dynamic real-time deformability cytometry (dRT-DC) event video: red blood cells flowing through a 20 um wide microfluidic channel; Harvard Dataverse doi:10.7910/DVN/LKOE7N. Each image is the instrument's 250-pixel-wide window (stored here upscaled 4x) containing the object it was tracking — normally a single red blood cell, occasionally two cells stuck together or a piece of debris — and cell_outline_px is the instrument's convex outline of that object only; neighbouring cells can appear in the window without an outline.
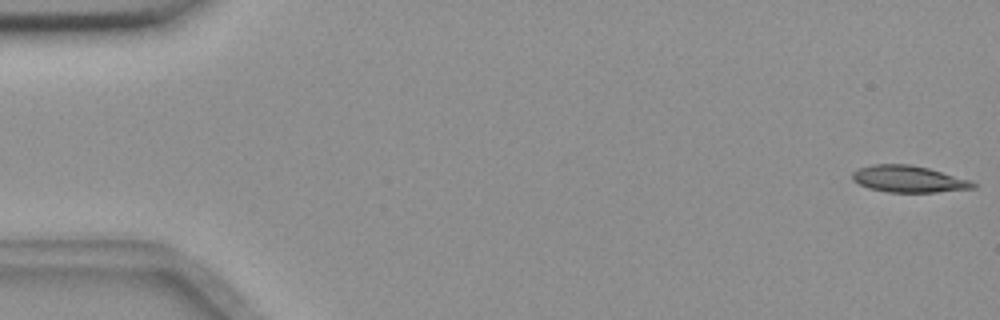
{"species": "common noctule bat (a hibernating species)", "species_latin": "Nyctalus noctula", "temperature_condition": "room temperature", "stored_images_in_passage": 10, "camera_frame_rate_fps": 3000, "um_per_image_px": 0.085, "animal": {"sex": "female", "body_mass_g": 18.4}, "frame": {"image": 1, "passage_image": 1, "time_ms": 0.0, "image_size_px": [1000, 320], "cell_outline_px": [[976, 188], [936, 192], [888, 192], [868, 188], [852, 180], [852, 172], [856, 168], [872, 164], [908, 164], [928, 168], [972, 180], [976, 184]], "centroid_in_image_um": [77.22, 15.21], "position_along_channel_um": 7.8, "area_um2": 18.9}}
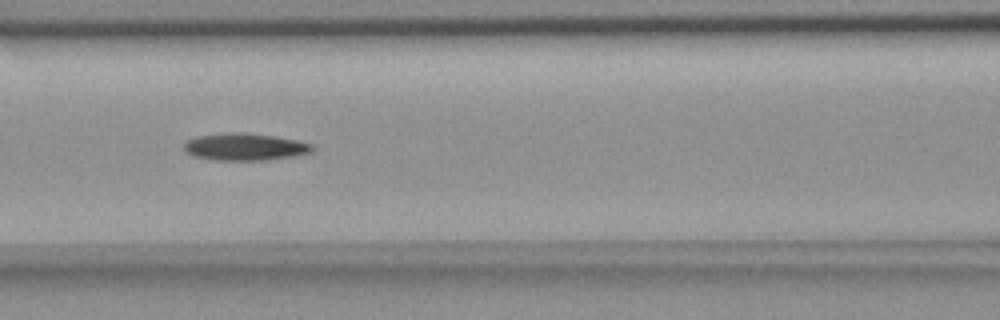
{"frame": {"image": 2, "passage_image": 7, "time_ms": 2.0, "image_size_px": [1000, 320], "cell_outline_px": [[316, 148], [312, 152], [296, 156], [268, 160], [212, 160], [192, 156], [184, 152], [184, 144], [188, 140], [196, 136], [240, 132], [244, 132], [272, 136], [296, 140], [316, 144]], "centroid_in_image_um": [20.86, 12.5], "position_along_channel_um": 145.7, "area_um2": 20.52}}
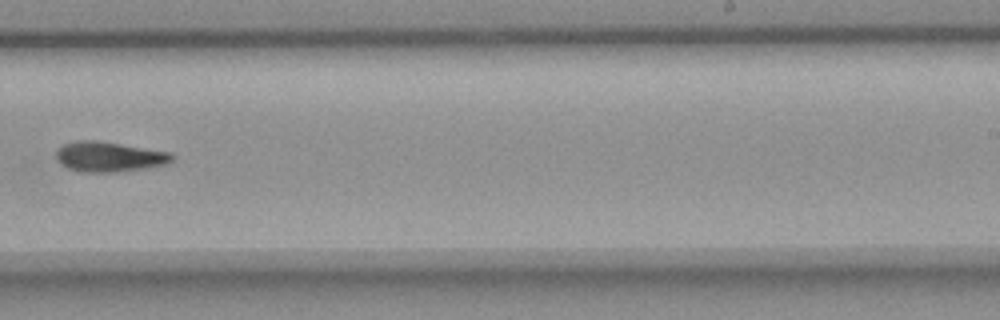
{"frame": {"image": 3, "passage_image": 10, "time_ms": 3.0, "image_size_px": [1000, 320], "cell_outline_px": [[176, 160], [168, 164], [120, 172], [80, 172], [68, 168], [60, 164], [56, 156], [56, 148], [64, 144], [76, 140], [92, 140], [120, 144], [172, 152], [176, 156]], "centroid_in_image_um": [9.31, 13.33], "position_along_channel_um": 279.7, "area_um2": 20.58}}